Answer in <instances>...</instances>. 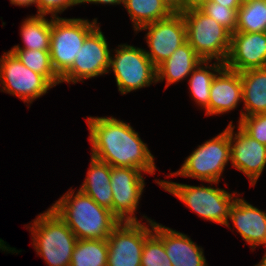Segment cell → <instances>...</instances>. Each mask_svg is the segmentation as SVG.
<instances>
[{"label":"cell","mask_w":266,"mask_h":266,"mask_svg":"<svg viewBox=\"0 0 266 266\" xmlns=\"http://www.w3.org/2000/svg\"><path fill=\"white\" fill-rule=\"evenodd\" d=\"M86 121L91 156L111 167L135 168L150 175L155 173L154 156L130 124L113 116H89Z\"/></svg>","instance_id":"obj_1"},{"label":"cell","mask_w":266,"mask_h":266,"mask_svg":"<svg viewBox=\"0 0 266 266\" xmlns=\"http://www.w3.org/2000/svg\"><path fill=\"white\" fill-rule=\"evenodd\" d=\"M68 190L51 208L77 239H107L120 221L112 212L78 189ZM75 193V194H74Z\"/></svg>","instance_id":"obj_2"},{"label":"cell","mask_w":266,"mask_h":266,"mask_svg":"<svg viewBox=\"0 0 266 266\" xmlns=\"http://www.w3.org/2000/svg\"><path fill=\"white\" fill-rule=\"evenodd\" d=\"M32 222L27 228L37 254L43 257L48 266H70L78 239L67 224L51 207Z\"/></svg>","instance_id":"obj_3"},{"label":"cell","mask_w":266,"mask_h":266,"mask_svg":"<svg viewBox=\"0 0 266 266\" xmlns=\"http://www.w3.org/2000/svg\"><path fill=\"white\" fill-rule=\"evenodd\" d=\"M165 191L174 195L186 207L190 208L202 219L215 222L226 227L229 225L230 206L237 198L236 192L230 193L222 188L210 186H193L165 180H155Z\"/></svg>","instance_id":"obj_4"},{"label":"cell","mask_w":266,"mask_h":266,"mask_svg":"<svg viewBox=\"0 0 266 266\" xmlns=\"http://www.w3.org/2000/svg\"><path fill=\"white\" fill-rule=\"evenodd\" d=\"M187 29V42L204 60L225 63L229 54L232 33L197 6L181 10Z\"/></svg>","instance_id":"obj_5"},{"label":"cell","mask_w":266,"mask_h":266,"mask_svg":"<svg viewBox=\"0 0 266 266\" xmlns=\"http://www.w3.org/2000/svg\"><path fill=\"white\" fill-rule=\"evenodd\" d=\"M81 18L51 17L50 57L56 74L61 78L73 65L86 37L98 26Z\"/></svg>","instance_id":"obj_6"},{"label":"cell","mask_w":266,"mask_h":266,"mask_svg":"<svg viewBox=\"0 0 266 266\" xmlns=\"http://www.w3.org/2000/svg\"><path fill=\"white\" fill-rule=\"evenodd\" d=\"M230 153V131L226 128L222 133L199 145L185 158L181 168L168 176L191 177L218 184L225 166L230 163Z\"/></svg>","instance_id":"obj_7"},{"label":"cell","mask_w":266,"mask_h":266,"mask_svg":"<svg viewBox=\"0 0 266 266\" xmlns=\"http://www.w3.org/2000/svg\"><path fill=\"white\" fill-rule=\"evenodd\" d=\"M114 51V55L110 54L108 72H114L118 91L122 95L157 83L156 66L145 49L120 44Z\"/></svg>","instance_id":"obj_8"},{"label":"cell","mask_w":266,"mask_h":266,"mask_svg":"<svg viewBox=\"0 0 266 266\" xmlns=\"http://www.w3.org/2000/svg\"><path fill=\"white\" fill-rule=\"evenodd\" d=\"M146 224L139 222H120L107 238V266H141L145 239L153 232L154 220L143 216ZM151 227H149V226Z\"/></svg>","instance_id":"obj_9"},{"label":"cell","mask_w":266,"mask_h":266,"mask_svg":"<svg viewBox=\"0 0 266 266\" xmlns=\"http://www.w3.org/2000/svg\"><path fill=\"white\" fill-rule=\"evenodd\" d=\"M1 91L32 104L54 86L41 74L27 68L12 52L0 57Z\"/></svg>","instance_id":"obj_10"},{"label":"cell","mask_w":266,"mask_h":266,"mask_svg":"<svg viewBox=\"0 0 266 266\" xmlns=\"http://www.w3.org/2000/svg\"><path fill=\"white\" fill-rule=\"evenodd\" d=\"M143 30H148L145 39L150 50L145 52L156 67L187 42V29L181 11H175L165 19L146 24L136 33Z\"/></svg>","instance_id":"obj_11"},{"label":"cell","mask_w":266,"mask_h":266,"mask_svg":"<svg viewBox=\"0 0 266 266\" xmlns=\"http://www.w3.org/2000/svg\"><path fill=\"white\" fill-rule=\"evenodd\" d=\"M111 53L106 37L98 25L86 37L72 67L61 77V83L76 84L85 79L108 74Z\"/></svg>","instance_id":"obj_12"},{"label":"cell","mask_w":266,"mask_h":266,"mask_svg":"<svg viewBox=\"0 0 266 266\" xmlns=\"http://www.w3.org/2000/svg\"><path fill=\"white\" fill-rule=\"evenodd\" d=\"M142 172L129 167H111L113 215L120 222H139L135 213L145 188Z\"/></svg>","instance_id":"obj_13"},{"label":"cell","mask_w":266,"mask_h":266,"mask_svg":"<svg viewBox=\"0 0 266 266\" xmlns=\"http://www.w3.org/2000/svg\"><path fill=\"white\" fill-rule=\"evenodd\" d=\"M232 123L226 127L230 131L231 165L243 172L254 186L266 166V146L250 137L239 125L234 132L236 127Z\"/></svg>","instance_id":"obj_14"},{"label":"cell","mask_w":266,"mask_h":266,"mask_svg":"<svg viewBox=\"0 0 266 266\" xmlns=\"http://www.w3.org/2000/svg\"><path fill=\"white\" fill-rule=\"evenodd\" d=\"M224 66L242 72L266 68V32H234Z\"/></svg>","instance_id":"obj_15"},{"label":"cell","mask_w":266,"mask_h":266,"mask_svg":"<svg viewBox=\"0 0 266 266\" xmlns=\"http://www.w3.org/2000/svg\"><path fill=\"white\" fill-rule=\"evenodd\" d=\"M153 232L163 241L172 266H208L203 248L188 235L155 221Z\"/></svg>","instance_id":"obj_16"},{"label":"cell","mask_w":266,"mask_h":266,"mask_svg":"<svg viewBox=\"0 0 266 266\" xmlns=\"http://www.w3.org/2000/svg\"><path fill=\"white\" fill-rule=\"evenodd\" d=\"M229 220L233 223L243 240L255 247L264 245L266 248V213L254 207L243 198L235 199L230 206Z\"/></svg>","instance_id":"obj_17"},{"label":"cell","mask_w":266,"mask_h":266,"mask_svg":"<svg viewBox=\"0 0 266 266\" xmlns=\"http://www.w3.org/2000/svg\"><path fill=\"white\" fill-rule=\"evenodd\" d=\"M240 102H242L240 72L224 66L211 83L209 115L228 113L236 109Z\"/></svg>","instance_id":"obj_18"},{"label":"cell","mask_w":266,"mask_h":266,"mask_svg":"<svg viewBox=\"0 0 266 266\" xmlns=\"http://www.w3.org/2000/svg\"><path fill=\"white\" fill-rule=\"evenodd\" d=\"M204 61L188 43L178 47L175 52L156 67L157 82L166 79L165 89L189 77L192 71Z\"/></svg>","instance_id":"obj_19"},{"label":"cell","mask_w":266,"mask_h":266,"mask_svg":"<svg viewBox=\"0 0 266 266\" xmlns=\"http://www.w3.org/2000/svg\"><path fill=\"white\" fill-rule=\"evenodd\" d=\"M110 176L111 166L91 156L87 176L79 190L113 214V193Z\"/></svg>","instance_id":"obj_20"},{"label":"cell","mask_w":266,"mask_h":266,"mask_svg":"<svg viewBox=\"0 0 266 266\" xmlns=\"http://www.w3.org/2000/svg\"><path fill=\"white\" fill-rule=\"evenodd\" d=\"M242 81V116L266 113V68L248 69L240 72Z\"/></svg>","instance_id":"obj_21"},{"label":"cell","mask_w":266,"mask_h":266,"mask_svg":"<svg viewBox=\"0 0 266 266\" xmlns=\"http://www.w3.org/2000/svg\"><path fill=\"white\" fill-rule=\"evenodd\" d=\"M202 61L189 75V91L196 104L209 116L210 88L216 74L224 67V63Z\"/></svg>","instance_id":"obj_22"},{"label":"cell","mask_w":266,"mask_h":266,"mask_svg":"<svg viewBox=\"0 0 266 266\" xmlns=\"http://www.w3.org/2000/svg\"><path fill=\"white\" fill-rule=\"evenodd\" d=\"M134 31L142 26L165 19L175 10L165 0H124Z\"/></svg>","instance_id":"obj_23"},{"label":"cell","mask_w":266,"mask_h":266,"mask_svg":"<svg viewBox=\"0 0 266 266\" xmlns=\"http://www.w3.org/2000/svg\"><path fill=\"white\" fill-rule=\"evenodd\" d=\"M23 48L15 45L11 49L50 50L51 16L32 15L23 20L20 28Z\"/></svg>","instance_id":"obj_24"},{"label":"cell","mask_w":266,"mask_h":266,"mask_svg":"<svg viewBox=\"0 0 266 266\" xmlns=\"http://www.w3.org/2000/svg\"><path fill=\"white\" fill-rule=\"evenodd\" d=\"M107 239H78L70 266H107Z\"/></svg>","instance_id":"obj_25"},{"label":"cell","mask_w":266,"mask_h":266,"mask_svg":"<svg viewBox=\"0 0 266 266\" xmlns=\"http://www.w3.org/2000/svg\"><path fill=\"white\" fill-rule=\"evenodd\" d=\"M236 32H266V0H250L237 10Z\"/></svg>","instance_id":"obj_26"},{"label":"cell","mask_w":266,"mask_h":266,"mask_svg":"<svg viewBox=\"0 0 266 266\" xmlns=\"http://www.w3.org/2000/svg\"><path fill=\"white\" fill-rule=\"evenodd\" d=\"M27 68L43 75L54 87L61 83V78L51 64L50 50L10 49Z\"/></svg>","instance_id":"obj_27"},{"label":"cell","mask_w":266,"mask_h":266,"mask_svg":"<svg viewBox=\"0 0 266 266\" xmlns=\"http://www.w3.org/2000/svg\"><path fill=\"white\" fill-rule=\"evenodd\" d=\"M197 7L231 33L236 32L237 10L211 0H202Z\"/></svg>","instance_id":"obj_28"},{"label":"cell","mask_w":266,"mask_h":266,"mask_svg":"<svg viewBox=\"0 0 266 266\" xmlns=\"http://www.w3.org/2000/svg\"><path fill=\"white\" fill-rule=\"evenodd\" d=\"M141 266H172L163 241L154 232L145 239Z\"/></svg>","instance_id":"obj_29"},{"label":"cell","mask_w":266,"mask_h":266,"mask_svg":"<svg viewBox=\"0 0 266 266\" xmlns=\"http://www.w3.org/2000/svg\"><path fill=\"white\" fill-rule=\"evenodd\" d=\"M238 125L253 139L266 146V113L242 116Z\"/></svg>","instance_id":"obj_30"},{"label":"cell","mask_w":266,"mask_h":266,"mask_svg":"<svg viewBox=\"0 0 266 266\" xmlns=\"http://www.w3.org/2000/svg\"><path fill=\"white\" fill-rule=\"evenodd\" d=\"M81 4V0H35L37 15L50 14L51 17H59L68 7Z\"/></svg>","instance_id":"obj_31"},{"label":"cell","mask_w":266,"mask_h":266,"mask_svg":"<svg viewBox=\"0 0 266 266\" xmlns=\"http://www.w3.org/2000/svg\"><path fill=\"white\" fill-rule=\"evenodd\" d=\"M124 0H81V4H108V5H121Z\"/></svg>","instance_id":"obj_32"},{"label":"cell","mask_w":266,"mask_h":266,"mask_svg":"<svg viewBox=\"0 0 266 266\" xmlns=\"http://www.w3.org/2000/svg\"><path fill=\"white\" fill-rule=\"evenodd\" d=\"M211 1L233 9H239V7L241 6L239 0H211Z\"/></svg>","instance_id":"obj_33"},{"label":"cell","mask_w":266,"mask_h":266,"mask_svg":"<svg viewBox=\"0 0 266 266\" xmlns=\"http://www.w3.org/2000/svg\"><path fill=\"white\" fill-rule=\"evenodd\" d=\"M202 0H180V11L188 6H197Z\"/></svg>","instance_id":"obj_34"},{"label":"cell","mask_w":266,"mask_h":266,"mask_svg":"<svg viewBox=\"0 0 266 266\" xmlns=\"http://www.w3.org/2000/svg\"><path fill=\"white\" fill-rule=\"evenodd\" d=\"M10 3L17 6L29 7L35 3V0H10Z\"/></svg>","instance_id":"obj_35"},{"label":"cell","mask_w":266,"mask_h":266,"mask_svg":"<svg viewBox=\"0 0 266 266\" xmlns=\"http://www.w3.org/2000/svg\"><path fill=\"white\" fill-rule=\"evenodd\" d=\"M0 250H2V251H6V252H8V253H18V252H20L19 250H16V248H11L9 245H7V243L4 241V240H2L1 238H0Z\"/></svg>","instance_id":"obj_36"},{"label":"cell","mask_w":266,"mask_h":266,"mask_svg":"<svg viewBox=\"0 0 266 266\" xmlns=\"http://www.w3.org/2000/svg\"><path fill=\"white\" fill-rule=\"evenodd\" d=\"M175 11H180V0H165Z\"/></svg>","instance_id":"obj_37"},{"label":"cell","mask_w":266,"mask_h":266,"mask_svg":"<svg viewBox=\"0 0 266 266\" xmlns=\"http://www.w3.org/2000/svg\"><path fill=\"white\" fill-rule=\"evenodd\" d=\"M255 266H266V252H265L263 258L261 259V261L258 264H256Z\"/></svg>","instance_id":"obj_38"},{"label":"cell","mask_w":266,"mask_h":266,"mask_svg":"<svg viewBox=\"0 0 266 266\" xmlns=\"http://www.w3.org/2000/svg\"><path fill=\"white\" fill-rule=\"evenodd\" d=\"M239 1H240V3L242 4V3L248 2V1H250V0H239Z\"/></svg>","instance_id":"obj_39"}]
</instances>
